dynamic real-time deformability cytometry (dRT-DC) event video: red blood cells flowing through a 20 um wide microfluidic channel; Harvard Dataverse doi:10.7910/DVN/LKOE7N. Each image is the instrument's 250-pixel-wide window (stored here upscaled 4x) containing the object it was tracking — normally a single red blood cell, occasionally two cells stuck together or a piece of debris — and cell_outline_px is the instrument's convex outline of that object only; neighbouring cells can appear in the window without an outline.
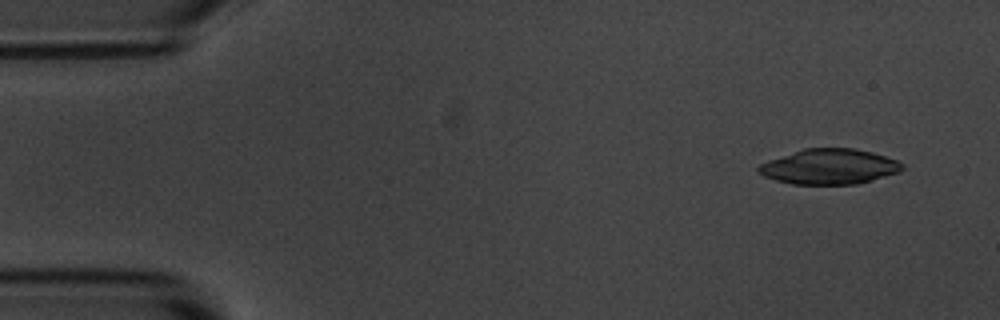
{"species": "common noctule bat (a hibernating species)", "species_latin": "Nyctalus noctula", "temperature_condition": "room temperature", "stored_images_in_passage": 14, "camera_frame_rate_fps": 3000, "um_per_image_px": 0.085, "animal": {"sex": "male", "body_mass_g": 20.1, "forearm_length_mm": 53.5}, "frame": {"image": 1, "passage_image": 1, "time_ms": 0.0, "image_size_px": [1000, 320], "cell_outline_px": [[904, 168], [900, 172], [872, 180], [856, 184], [792, 184], [776, 180], [764, 176], [756, 168], [760, 164], [768, 160], [804, 148], [852, 148], [872, 152], [896, 160], [904, 164]], "centroid_in_image_um": [70.5, 14.16], "position_along_channel_um": 14.5, "area_um2": 29.42}}